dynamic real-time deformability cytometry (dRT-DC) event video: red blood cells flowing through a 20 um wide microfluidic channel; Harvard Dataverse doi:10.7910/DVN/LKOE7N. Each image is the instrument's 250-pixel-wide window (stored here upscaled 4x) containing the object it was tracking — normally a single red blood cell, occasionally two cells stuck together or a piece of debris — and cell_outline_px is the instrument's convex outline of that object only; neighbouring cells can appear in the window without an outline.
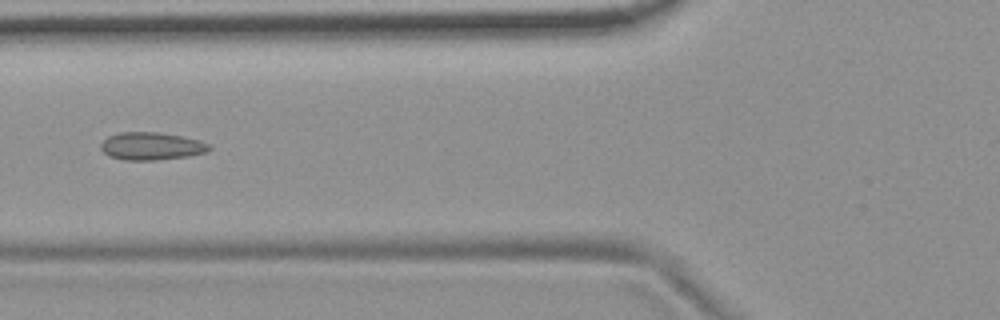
{"species": "common noctule bat (a hibernating species)", "species_latin": "Nyctalus noctula", "temperature_condition": "room temperature", "stored_images_in_passage": 9, "camera_frame_rate_fps": 3000, "um_per_image_px": 0.085, "animal": {"sex": "female", "body_mass_g": 19.9}, "frame": {"image": 1, "passage_image": 6, "time_ms": 7.0, "image_size_px": [1000, 320], "cell_outline_px": [[212, 148], [208, 152], [188, 156], [156, 160], [124, 160], [108, 156], [100, 148], [100, 144], [108, 136], [120, 132], [160, 132], [200, 140], [208, 144]], "centroid_in_image_um": [12.86, 12.42], "position_along_channel_um": 112.9, "area_um2": 17.57}}
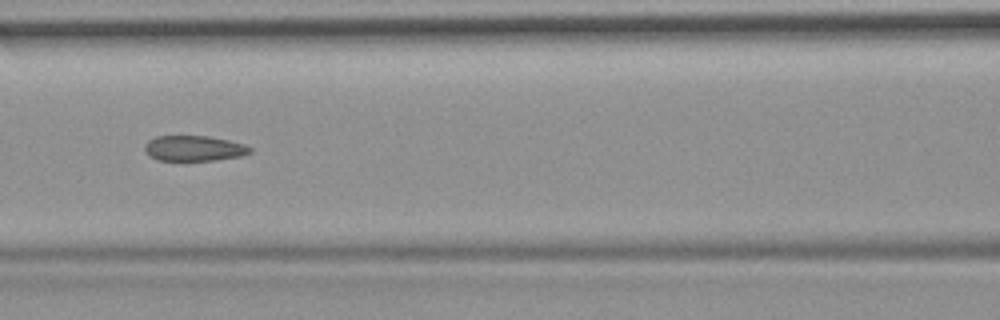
{"frame": {"image": 2, "passage_image": 7, "time_ms": 8.0, "image_size_px": [1000, 320], "cell_outline_px": [[252, 152], [240, 156], [216, 160], [156, 160], [148, 156], [144, 152], [144, 144], [148, 140], [156, 136], [208, 136], [228, 140], [244, 144], [252, 148]], "centroid_in_image_um": [16.45, 12.61], "position_along_channel_um": 150.2, "area_um2": 15.72}}
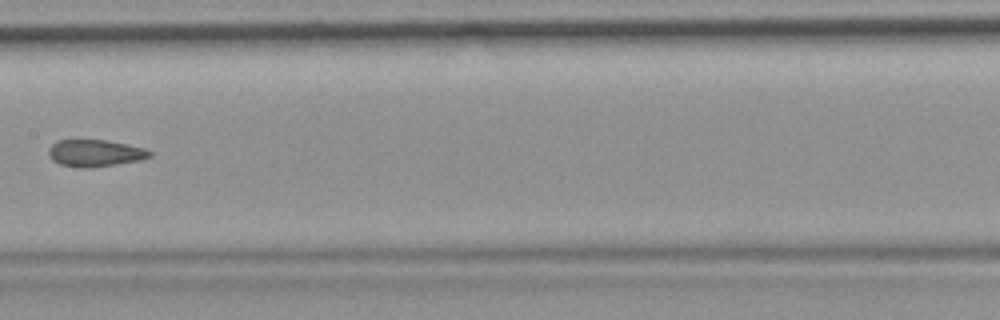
{"frame": {"image": 3, "passage_image": 8, "time_ms": 9.333, "image_size_px": [1000, 320], "cell_outline_px": [[152, 156], [140, 160], [92, 168], [80, 168], [60, 164], [52, 160], [48, 156], [48, 148], [56, 140], [104, 140], [144, 148], [152, 152]], "centroid_in_image_um": [8.04, 13.02], "position_along_channel_um": 199.4, "area_um2": 15.9}}